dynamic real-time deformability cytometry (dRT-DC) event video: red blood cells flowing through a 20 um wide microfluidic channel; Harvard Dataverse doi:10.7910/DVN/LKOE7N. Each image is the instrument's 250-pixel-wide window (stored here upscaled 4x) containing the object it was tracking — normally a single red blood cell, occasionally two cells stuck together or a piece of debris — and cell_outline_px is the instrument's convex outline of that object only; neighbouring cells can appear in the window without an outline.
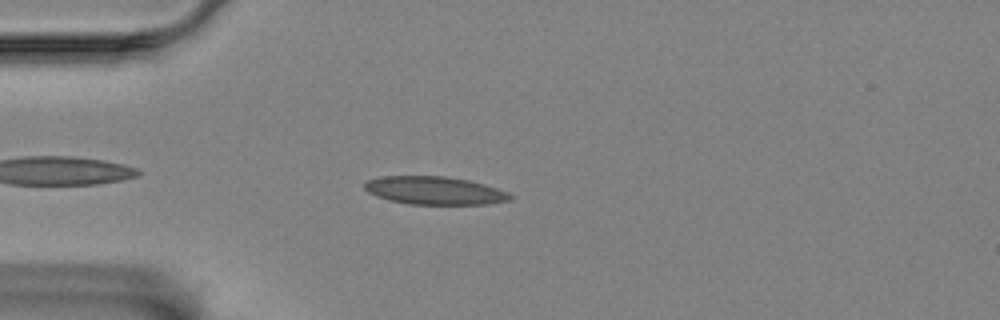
{"species": "Egyptian fruit bat (a non-hibernating species)", "species_latin": "Rousettus aegyptiacus", "temperature_condition": "room temperature", "stored_images_in_passage": 46, "camera_frame_rate_fps": 3000, "um_per_image_px": 0.085, "animal": {"sex": "female"}, "frame": {"image": 1, "passage_image": 4, "time_ms": 1.0, "image_size_px": [1000, 320], "cell_outline_px": [[512, 200], [488, 204], [408, 204], [388, 200], [376, 196], [368, 192], [364, 188], [364, 184], [368, 180], [380, 176], [444, 176], [468, 180], [484, 184], [508, 192], [512, 196]], "centroid_in_image_um": [36.93, 16.2], "position_along_channel_um": 48.1, "area_um2": 23.81}}
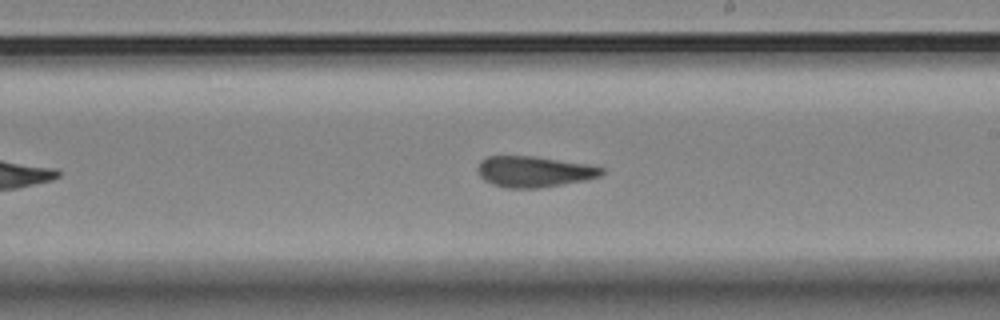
{"frame": {"image": 2, "passage_image": 22, "time_ms": 7.0, "image_size_px": [1000, 320], "cell_outline_px": [[604, 172], [600, 176], [584, 180], [536, 188], [508, 188], [492, 184], [484, 180], [480, 176], [476, 168], [480, 160], [488, 156], [536, 156], [588, 164], [604, 168]], "centroid_in_image_um": [45.36, 14.57], "position_along_channel_um": 243.6, "area_um2": 22.31}}
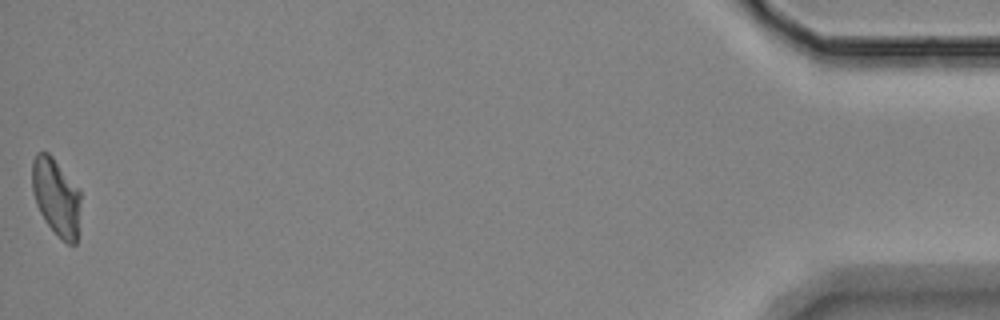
{"frame": {"image": 3, "passage_image": 46, "time_ms": 15.0, "image_size_px": [1000, 320], "cell_outline_px": [[80, 200], [76, 244], [68, 244], [44, 220], [36, 204], [32, 192], [32, 160], [36, 152], [48, 152], [52, 156], [80, 192]], "centroid_in_image_um": [4.74, 16.7], "position_along_channel_um": 430.5, "area_um2": 21.39}, "authors_computed_cell_mechanics": {"area_um2": 22.4264, "velocity_mm_per_s": 3.4775, "shape_relaxation_time_tau1_ms": null, "shape_relaxation_time_tau2_ms": 2.5833, "deformation_change_tau1": null, "deformation_change_tau2": 0.1101}}